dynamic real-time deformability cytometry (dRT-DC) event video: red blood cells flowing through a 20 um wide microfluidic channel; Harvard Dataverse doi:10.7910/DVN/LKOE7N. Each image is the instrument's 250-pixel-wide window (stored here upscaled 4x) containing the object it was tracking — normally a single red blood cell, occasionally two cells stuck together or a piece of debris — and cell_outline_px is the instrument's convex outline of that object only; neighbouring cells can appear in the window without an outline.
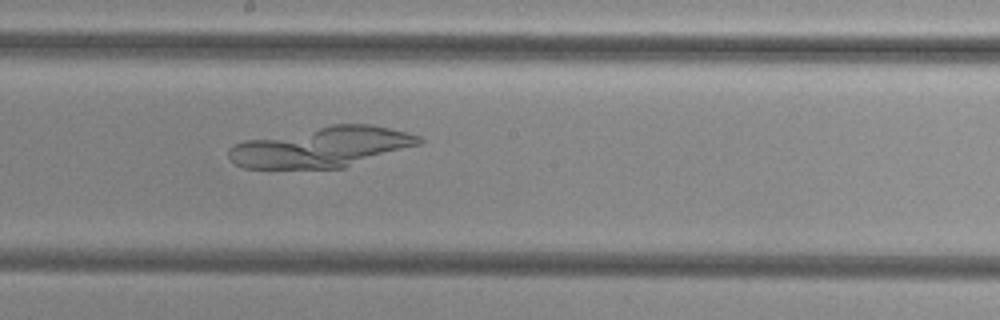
{"species": "common noctule bat (a hibernating species)", "species_latin": "Nyctalus noctula", "temperature_condition": "cold", "stored_images_in_passage": 52, "camera_frame_rate_fps": 3000, "um_per_image_px": 0.085, "animal": {"sex": "female", "body_mass_g": 29.2, "forearm_length_mm": 56.3}, "frame": {"image": 1, "passage_image": 30, "time_ms": 9.667, "image_size_px": [1000, 320], "cell_outline_px": [[424, 144], [344, 168], [244, 168], [236, 164], [228, 156], [228, 148], [244, 140], [332, 124], [372, 124], [408, 132], [420, 136], [424, 140]], "centroid_in_image_um": [27.42, 12.5], "position_along_channel_um": 220.8, "area_um2": 45.08}}